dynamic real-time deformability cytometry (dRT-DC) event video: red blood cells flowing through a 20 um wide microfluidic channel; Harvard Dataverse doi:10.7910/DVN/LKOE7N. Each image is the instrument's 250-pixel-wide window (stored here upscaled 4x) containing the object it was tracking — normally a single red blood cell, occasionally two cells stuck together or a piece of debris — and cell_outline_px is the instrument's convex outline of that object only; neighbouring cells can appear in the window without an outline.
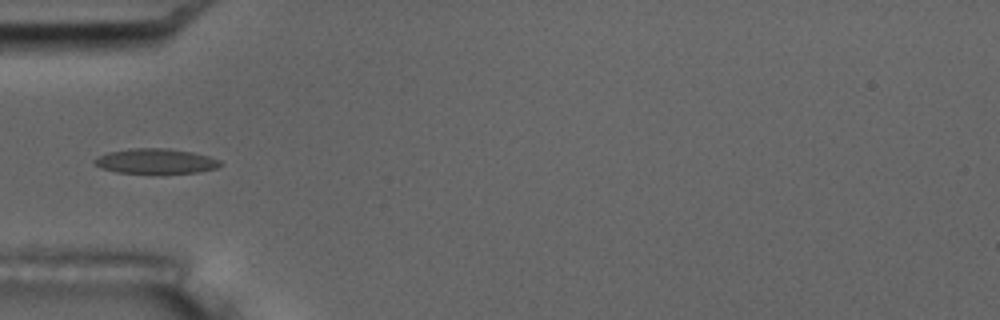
{"species": "common noctule bat (a hibernating species)", "species_latin": "Nyctalus noctula", "temperature_condition": "room temperature", "stored_images_in_passage": 6, "camera_frame_rate_fps": 3000, "um_per_image_px": 0.085, "animal": {"sex": "male", "body_mass_g": 17.5, "forearm_length_mm": 52.3}, "frame": {"image": 1, "passage_image": 5, "time_ms": 5.333, "image_size_px": [1000, 320], "cell_outline_px": [[220, 164], [216, 168], [196, 172], [116, 172], [100, 168], [92, 160], [108, 152], [132, 148], [168, 148], [192, 152], [208, 156], [220, 160]], "centroid_in_image_um": [13.21, 13.68], "position_along_channel_um": 71.8, "area_um2": 17.86}}